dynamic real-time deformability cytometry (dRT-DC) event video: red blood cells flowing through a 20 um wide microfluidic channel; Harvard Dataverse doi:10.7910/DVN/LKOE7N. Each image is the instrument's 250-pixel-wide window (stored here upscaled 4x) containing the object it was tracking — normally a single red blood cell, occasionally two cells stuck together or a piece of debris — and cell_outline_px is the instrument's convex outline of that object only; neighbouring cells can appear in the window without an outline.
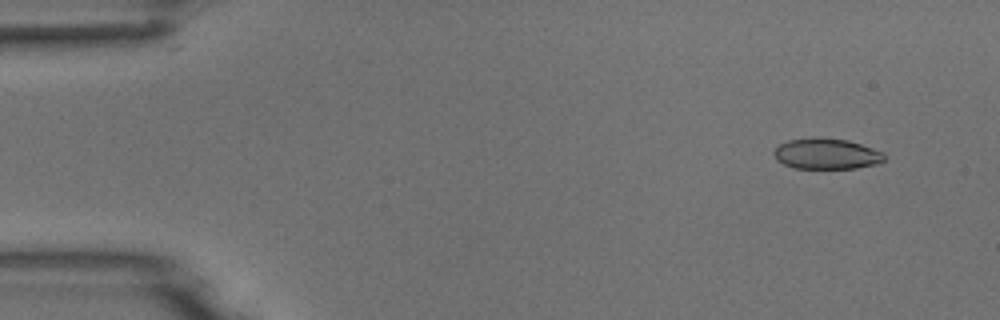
{"species": "common noctule bat (a hibernating species)", "species_latin": "Nyctalus noctula", "temperature_condition": "room temperature", "stored_images_in_passage": 5, "camera_frame_rate_fps": 3000, "um_per_image_px": 0.085, "animal": {"sex": "male", "body_mass_g": 18.8}, "frame": {"image": 1, "passage_image": 2, "time_ms": 1.0, "image_size_px": [1000, 320], "cell_outline_px": [[888, 156], [880, 164], [856, 168], [792, 168], [776, 160], [772, 152], [780, 144], [788, 140], [812, 136], [820, 136], [848, 140], [884, 152]], "centroid_in_image_um": [70.27, 13.06], "position_along_channel_um": 14.7, "area_um2": 20.29}}
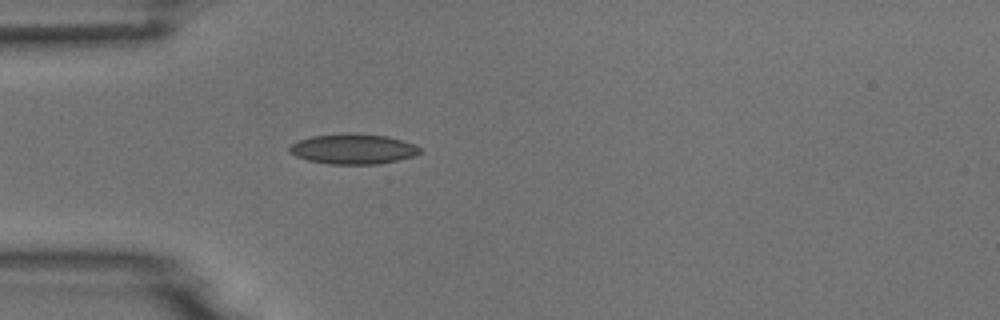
{"frame": {"image": 2, "passage_image": 5, "time_ms": 4.667, "image_size_px": [1000, 320], "cell_outline_px": [[420, 152], [412, 156], [396, 160], [376, 164], [328, 164], [308, 160], [296, 156], [288, 152], [288, 148], [292, 144], [300, 140], [312, 136], [348, 132], [388, 136], [412, 144], [420, 148]], "centroid_in_image_um": [29.96, 12.65], "position_along_channel_um": 55.0, "area_um2": 22.77}}